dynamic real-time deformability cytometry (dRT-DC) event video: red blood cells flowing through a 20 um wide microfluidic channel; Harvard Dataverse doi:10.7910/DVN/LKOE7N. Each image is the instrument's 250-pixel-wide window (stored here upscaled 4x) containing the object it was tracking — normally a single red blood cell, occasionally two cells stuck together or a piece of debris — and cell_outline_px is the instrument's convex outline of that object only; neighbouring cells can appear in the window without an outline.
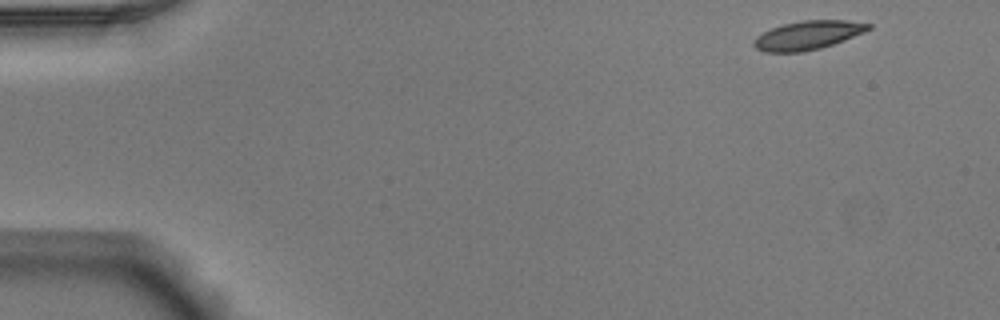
{"species": "Egyptian fruit bat (a non-hibernating species)", "species_latin": "Rousettus aegyptiacus", "temperature_condition": "warm", "stored_images_in_passage": 49, "camera_frame_rate_fps": 3000, "um_per_image_px": 0.085, "animal": {"sex": "male"}, "frame": {"image": 1, "passage_image": 1, "time_ms": 0.0, "image_size_px": [1000, 320], "cell_outline_px": [[872, 28], [864, 32], [844, 40], [820, 48], [804, 52], [764, 52], [756, 48], [752, 44], [752, 40], [756, 36], [772, 28], [784, 24], [804, 20], [844, 20], [872, 24]], "centroid_in_image_um": [68.65, 3.0], "position_along_channel_um": 16.4, "area_um2": 19.13}}
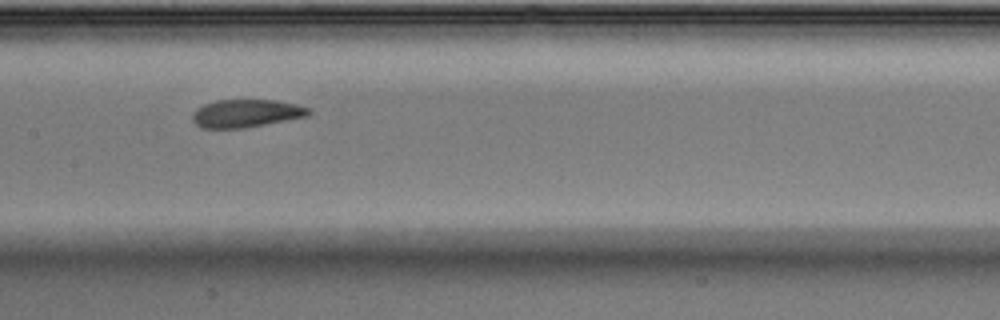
{"frame": {"image": 2, "passage_image": 23, "time_ms": 7.333, "image_size_px": [1000, 320], "cell_outline_px": [[312, 112], [308, 116], [244, 128], [200, 128], [192, 120], [192, 112], [196, 108], [204, 104], [216, 100], [276, 100], [296, 104], [312, 108]], "centroid_in_image_um": [20.92, 9.63], "position_along_channel_um": 186.5, "area_um2": 19.07}}
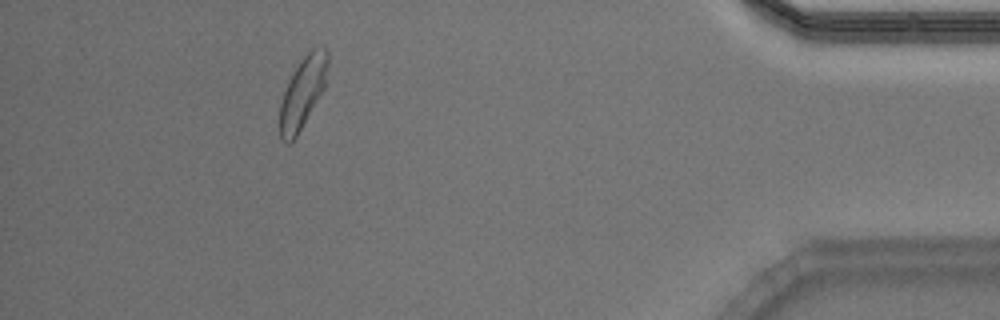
{"frame": {"image": 3, "passage_image": 44, "time_ms": 14.333, "image_size_px": [1000, 320], "cell_outline_px": [[328, 64], [324, 88], [296, 136], [288, 144], [280, 140], [280, 104], [288, 80], [292, 72], [300, 60], [312, 48], [324, 48], [328, 52]], "centroid_in_image_um": [25.71, 7.84], "position_along_channel_um": 409.5, "area_um2": 19.54}, "authors_computed_cell_mechanics": {"area_um2": 19.652, "velocity_mm_per_s": 3.8989, "shape_relaxation_time_tau1_ms": null, "shape_relaxation_time_tau2_ms": 1.7558, "deformation_change_tau1": null, "deformation_change_tau2": 0.0705}}